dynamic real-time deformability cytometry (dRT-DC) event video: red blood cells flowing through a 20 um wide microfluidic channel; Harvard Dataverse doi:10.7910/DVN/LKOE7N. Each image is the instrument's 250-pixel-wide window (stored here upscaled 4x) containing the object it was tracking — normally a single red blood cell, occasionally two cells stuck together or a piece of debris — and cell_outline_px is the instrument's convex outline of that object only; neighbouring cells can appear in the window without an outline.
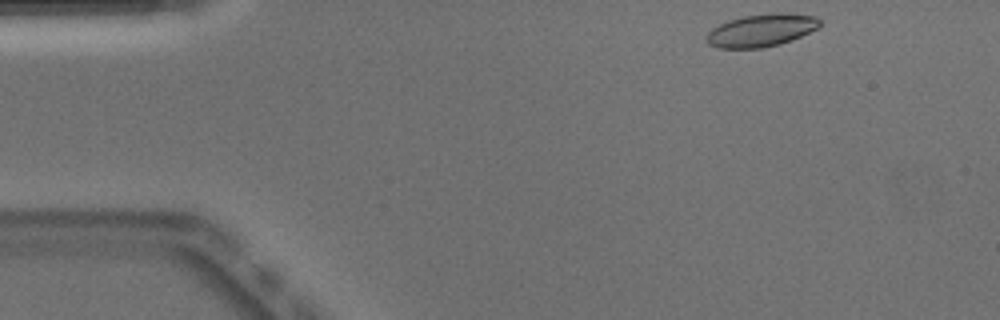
{"species": "Egyptian fruit bat (a non-hibernating species)", "species_latin": "Rousettus aegyptiacus", "temperature_condition": "warm", "stored_images_in_passage": 46, "camera_frame_rate_fps": 3000, "um_per_image_px": 0.085, "animal": {"sex": "male"}, "frame": {"image": 1, "passage_image": 1, "time_ms": 0.0, "image_size_px": [1000, 320], "cell_outline_px": [[820, 24], [816, 28], [792, 40], [780, 44], [760, 48], [716, 48], [708, 44], [708, 32], [712, 28], [728, 20], [744, 16], [776, 12], [780, 12], [816, 16], [820, 20]], "centroid_in_image_um": [64.7, 2.57], "position_along_channel_um": 20.3, "area_um2": 21.39}}
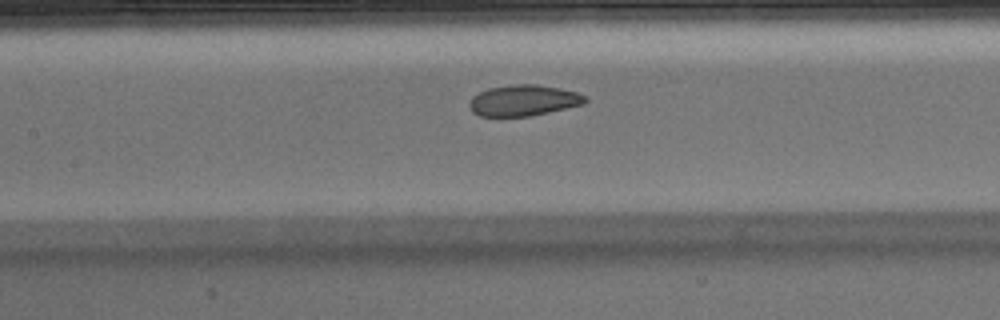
{"frame": {"image": 2, "passage_image": 18, "time_ms": 5.667, "image_size_px": [1000, 320], "cell_outline_px": [[588, 100], [584, 104], [548, 112], [528, 116], [480, 116], [472, 112], [468, 104], [472, 96], [488, 88], [512, 84], [536, 84], [560, 88], [576, 92], [588, 96]], "centroid_in_image_um": [44.5, 8.53], "position_along_channel_um": 162.9, "area_um2": 20.98}}
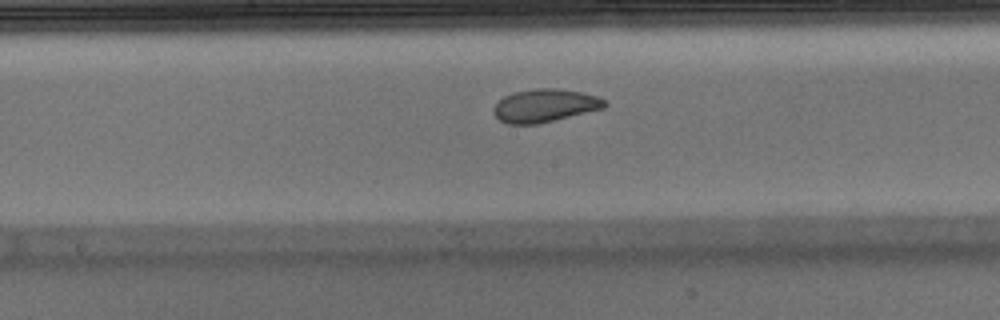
{"frame": {"image": 3, "passage_image": 21, "time_ms": 6.667, "image_size_px": [1000, 320], "cell_outline_px": [[608, 104], [604, 108], [536, 124], [508, 124], [500, 120], [492, 112], [492, 108], [504, 96], [516, 92], [536, 88], [556, 88], [580, 92], [600, 96], [608, 100]], "centroid_in_image_um": [46.34, 8.97], "position_along_channel_um": 201.9, "area_um2": 21.33}, "authors_computed_cell_mechanics": {"area_um2": 22.0796, "velocity_mm_per_s": 3.9057, "shape_relaxation_time_tau1_ms": 8.9347, "shape_relaxation_time_tau2_ms": 1.8752, "deformation_change_tau1": 0.188, "deformation_change_tau2": 0.0771}}